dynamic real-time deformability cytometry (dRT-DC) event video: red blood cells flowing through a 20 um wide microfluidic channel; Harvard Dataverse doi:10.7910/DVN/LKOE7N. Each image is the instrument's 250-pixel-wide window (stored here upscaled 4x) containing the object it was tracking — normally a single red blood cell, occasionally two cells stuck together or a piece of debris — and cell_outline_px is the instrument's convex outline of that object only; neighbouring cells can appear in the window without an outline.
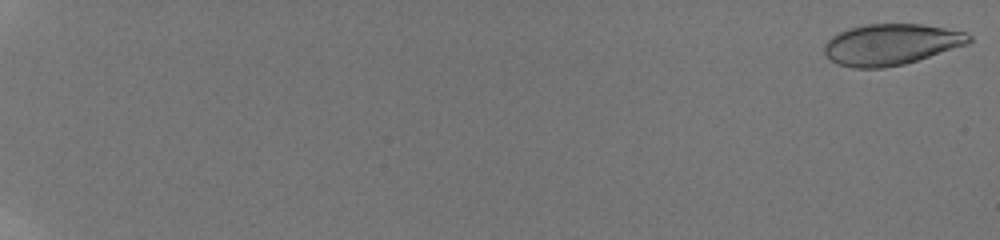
{"species": "human", "species_latin": "Homo sapiens", "temperature_condition": "room temperature", "stored_images_in_passage": 27, "camera_frame_rate_fps": 3000, "um_per_image_px": 0.085, "donor": {"sex": "male"}, "frame": {"image": 1, "passage_image": 1, "time_ms": 0.0, "image_size_px": [1000, 240], "cell_outline_px": [[972, 40], [968, 44], [904, 64], [884, 68], [852, 68], [836, 64], [824, 56], [824, 44], [832, 36], [848, 28], [864, 24], [920, 24], [944, 28], [964, 32], [972, 36]], "centroid_in_image_um": [75.69, 3.78], "position_along_channel_um": 9.3, "area_um2": 34.74}}
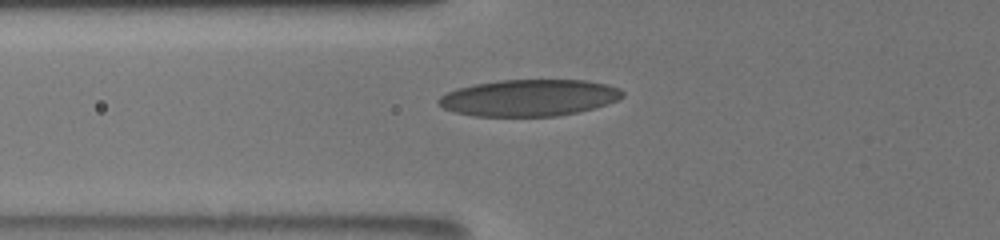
{"frame": {"image": 2, "passage_image": 11, "time_ms": 8.333, "image_size_px": [1000, 240], "cell_outline_px": [[624, 96], [608, 104], [576, 112], [556, 116], [476, 116], [456, 112], [444, 108], [436, 104], [436, 100], [440, 96], [456, 88], [496, 80], [584, 80], [608, 84], [620, 88], [624, 92]], "centroid_in_image_um": [44.96, 8.3], "position_along_channel_um": 80.8, "area_um2": 39.3}}
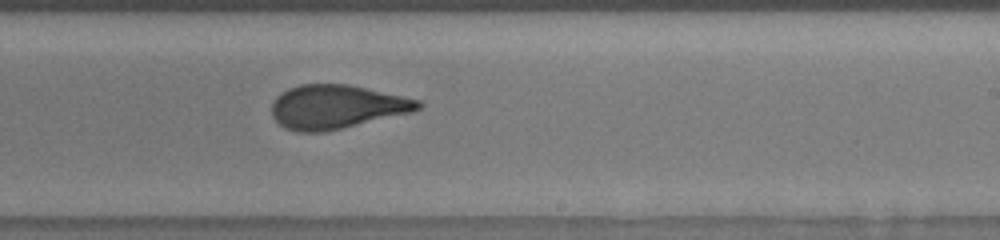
{"frame": {"image": 3, "passage_image": 25, "time_ms": 13.0, "image_size_px": [1000, 240], "cell_outline_px": [[424, 104], [420, 108], [412, 112], [324, 132], [296, 132], [284, 128], [272, 116], [272, 104], [276, 96], [280, 92], [288, 88], [300, 84], [348, 84], [420, 100]], "centroid_in_image_um": [28.57, 9.08], "position_along_channel_um": 260.4, "area_um2": 37.34}}